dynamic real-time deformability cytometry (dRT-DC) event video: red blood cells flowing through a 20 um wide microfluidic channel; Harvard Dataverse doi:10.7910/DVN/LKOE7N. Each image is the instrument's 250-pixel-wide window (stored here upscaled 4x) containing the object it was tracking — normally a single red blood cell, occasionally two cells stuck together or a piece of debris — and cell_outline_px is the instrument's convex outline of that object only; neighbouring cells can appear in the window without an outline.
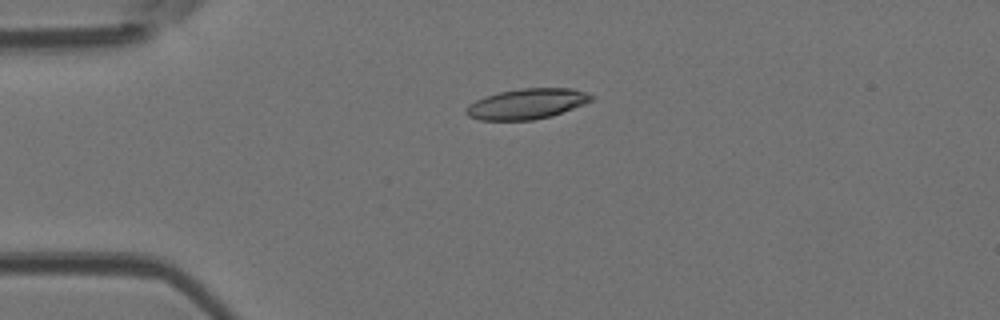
{"species": "Egyptian fruit bat (a non-hibernating species)", "species_latin": "Rousettus aegyptiacus", "temperature_condition": "room temperature", "stored_images_in_passage": 3, "camera_frame_rate_fps": 3000, "um_per_image_px": 0.085, "animal": {"sex": "female"}, "frame": {"image": 1, "passage_image": 3, "time_ms": 0.667, "image_size_px": [1000, 320], "cell_outline_px": [[596, 96], [592, 100], [584, 104], [552, 116], [532, 120], [480, 120], [468, 116], [464, 112], [468, 104], [476, 100], [500, 92], [520, 88], [572, 88]], "centroid_in_image_um": [44.79, 8.83], "position_along_channel_um": 40.2, "area_um2": 22.14}}